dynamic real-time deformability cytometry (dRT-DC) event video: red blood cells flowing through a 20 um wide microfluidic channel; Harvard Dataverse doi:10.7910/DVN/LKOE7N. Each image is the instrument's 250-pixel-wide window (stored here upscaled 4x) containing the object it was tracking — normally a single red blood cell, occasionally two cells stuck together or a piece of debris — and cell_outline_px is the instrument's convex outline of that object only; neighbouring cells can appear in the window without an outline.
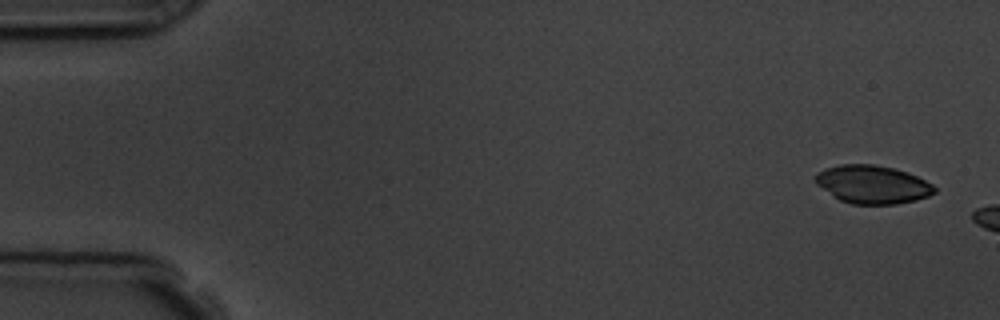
{"species": "common noctule bat (a hibernating species)", "species_latin": "Nyctalus noctula", "temperature_condition": "room temperature", "stored_images_in_passage": 3, "camera_frame_rate_fps": 3000, "um_per_image_px": 0.085, "animal": {"sex": "male", "body_mass_g": 19.5, "forearm_length_mm": 54.6}, "frame": {"image": 1, "passage_image": 1, "time_ms": 0.0, "image_size_px": [1000, 320], "cell_outline_px": [[936, 192], [928, 196], [916, 200], [896, 204], [852, 204], [840, 200], [816, 184], [816, 172], [824, 168], [840, 164], [876, 164], [908, 172], [932, 184], [936, 188]], "centroid_in_image_um": [74.16, 15.67], "position_along_channel_um": 10.8, "area_um2": 26.47}}